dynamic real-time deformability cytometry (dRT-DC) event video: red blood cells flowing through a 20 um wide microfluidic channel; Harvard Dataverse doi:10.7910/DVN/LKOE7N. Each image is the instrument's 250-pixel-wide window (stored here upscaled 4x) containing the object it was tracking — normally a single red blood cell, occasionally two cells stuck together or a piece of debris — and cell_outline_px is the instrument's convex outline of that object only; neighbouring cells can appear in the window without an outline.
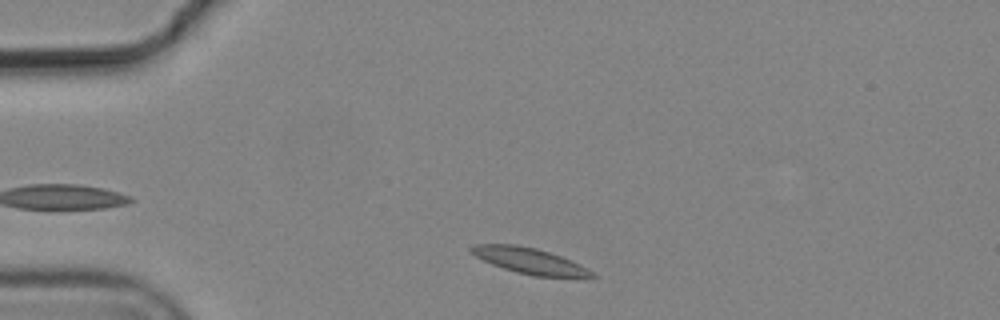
{"species": "common noctule bat (a hibernating species)", "species_latin": "Nyctalus noctula", "temperature_condition": "cold", "stored_images_in_passage": 2, "camera_frame_rate_fps": 3000, "um_per_image_px": 0.085, "animal": {"sex": "male", "body_mass_g": 19.2, "forearm_length_mm": 51.8}, "frame": {"image": 1, "passage_image": 1, "time_ms": 0.0, "image_size_px": [1000, 320], "cell_outline_px": [[600, 276], [588, 280], [532, 276], [516, 272], [492, 264], [468, 252], [468, 248], [472, 244], [516, 244], [536, 248], [560, 256], [580, 264], [588, 268]], "centroid_in_image_um": [45.15, 22.22], "position_along_channel_um": 39.8, "area_um2": 19.02}}